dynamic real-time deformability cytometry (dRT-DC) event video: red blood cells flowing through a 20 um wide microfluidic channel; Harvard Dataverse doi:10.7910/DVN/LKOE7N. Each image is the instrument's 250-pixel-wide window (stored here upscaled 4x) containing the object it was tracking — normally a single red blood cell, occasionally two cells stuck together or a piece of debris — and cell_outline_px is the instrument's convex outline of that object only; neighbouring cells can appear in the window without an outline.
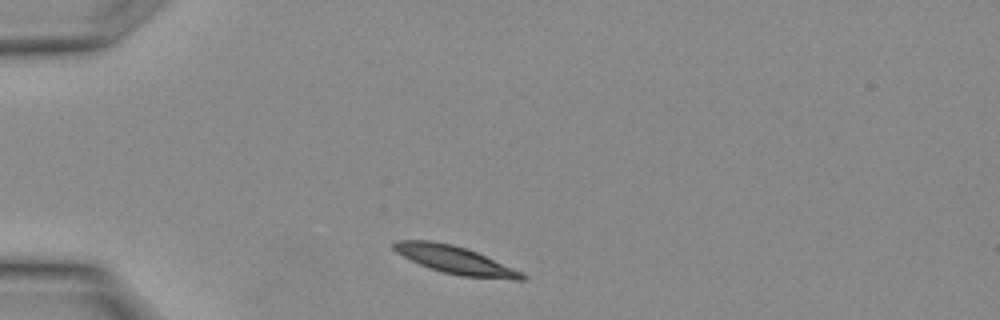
{"species": "Egyptian fruit bat (a non-hibernating species)", "species_latin": "Rousettus aegyptiacus", "temperature_condition": "warm", "stored_images_in_passage": 24, "camera_frame_rate_fps": 3000, "um_per_image_px": 0.085, "animal": {"sex": "female"}, "frame": {"image": 1, "passage_image": 1, "time_ms": 0.0, "image_size_px": [1000, 320], "cell_outline_px": [[528, 276], [524, 280], [516, 280], [460, 276], [444, 272], [420, 264], [396, 252], [392, 248], [392, 244], [396, 240], [432, 240], [452, 244], [476, 252], [524, 272]], "centroid_in_image_um": [38.73, 22.1], "position_along_channel_um": 46.3, "area_um2": 20.63}}
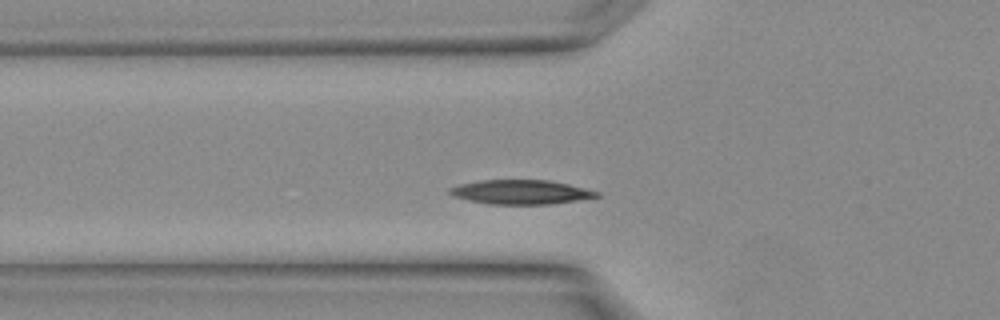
{"frame": {"image": 2, "passage_image": 4, "time_ms": 1.0, "image_size_px": [1000, 320], "cell_outline_px": [[600, 196], [576, 200], [548, 204], [488, 204], [456, 196], [448, 192], [448, 188], [460, 184], [480, 180], [548, 180], [568, 184], [600, 192]], "centroid_in_image_um": [44.27, 16.31], "position_along_channel_um": 81.5, "area_um2": 20.46}}